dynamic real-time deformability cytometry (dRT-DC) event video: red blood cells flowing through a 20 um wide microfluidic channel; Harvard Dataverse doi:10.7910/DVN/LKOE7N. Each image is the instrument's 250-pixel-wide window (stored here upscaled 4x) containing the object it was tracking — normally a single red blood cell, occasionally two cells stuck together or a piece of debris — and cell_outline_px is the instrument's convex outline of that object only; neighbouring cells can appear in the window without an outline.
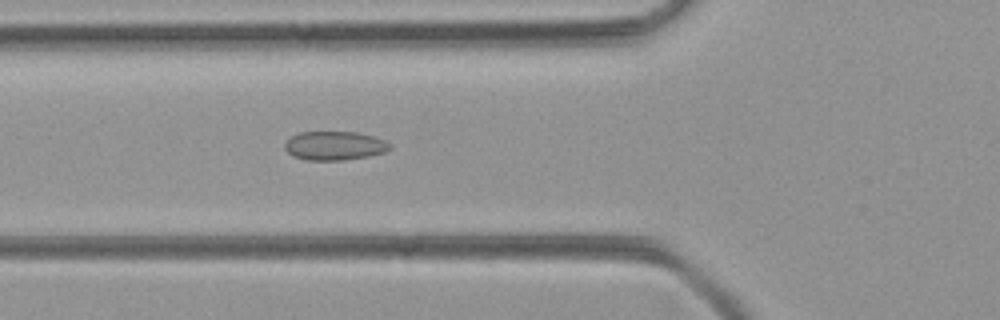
{"species": "common noctule bat (a hibernating species)", "species_latin": "Nyctalus noctula", "temperature_condition": "room temperature", "stored_images_in_passage": 49, "camera_frame_rate_fps": 3000, "um_per_image_px": 0.085, "animal": {"sex": "female", "body_mass_g": 21.9}, "frame": {"image": 1, "passage_image": 17, "time_ms": 5.333, "image_size_px": [1000, 320], "cell_outline_px": [[392, 148], [384, 152], [368, 156], [344, 160], [304, 160], [292, 156], [284, 148], [284, 144], [292, 136], [300, 132], [356, 132], [372, 136], [384, 140], [392, 144]], "centroid_in_image_um": [28.44, 12.39], "position_along_channel_um": 97.4, "area_um2": 17.69}}
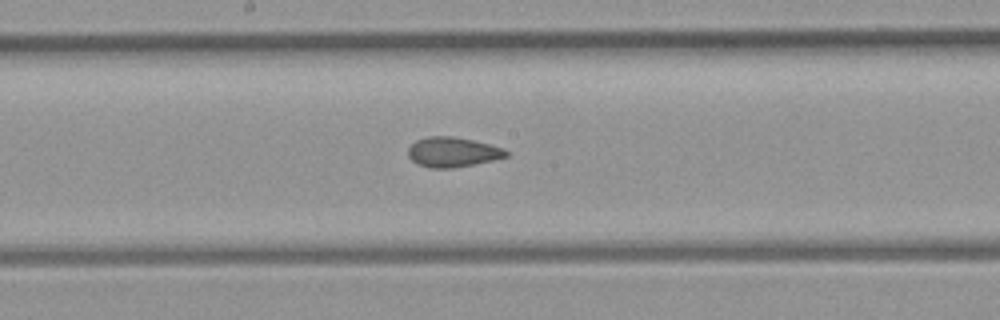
{"frame": {"image": 2, "passage_image": 25, "time_ms": 8.0, "image_size_px": [1000, 320], "cell_outline_px": [[508, 156], [492, 160], [452, 168], [428, 168], [416, 164], [408, 156], [408, 148], [416, 140], [428, 136], [452, 136], [472, 140], [504, 148], [508, 152]], "centroid_in_image_um": [38.44, 12.93], "position_along_channel_um": 209.8, "area_um2": 16.99}}
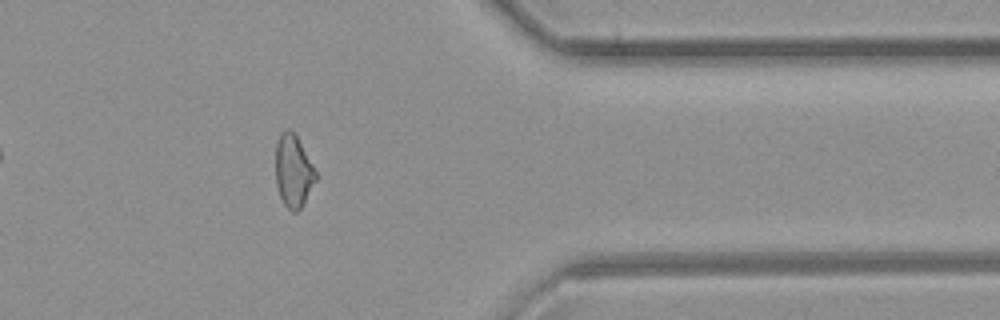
{"frame": {"image": 3, "passage_image": 39, "time_ms": 12.667, "image_size_px": [1000, 320], "cell_outline_px": [[316, 180], [300, 208], [296, 212], [292, 212], [284, 204], [280, 196], [276, 184], [276, 140], [280, 132], [288, 128], [296, 136], [312, 164], [316, 172]], "centroid_in_image_um": [24.91, 14.52], "position_along_channel_um": 386.5, "area_um2": 16.65}}